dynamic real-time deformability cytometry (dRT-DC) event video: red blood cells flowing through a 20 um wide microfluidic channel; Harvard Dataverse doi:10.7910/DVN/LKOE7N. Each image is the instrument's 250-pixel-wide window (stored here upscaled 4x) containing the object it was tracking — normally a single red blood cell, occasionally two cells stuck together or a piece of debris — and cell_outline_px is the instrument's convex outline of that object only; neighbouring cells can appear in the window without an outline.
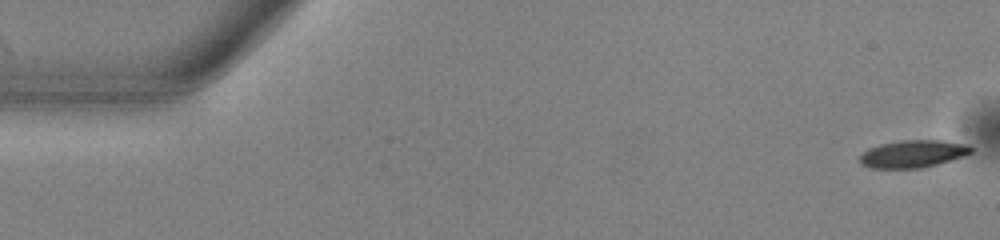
{"species": "common noctule bat (a hibernating species)", "species_latin": "Nyctalus noctula", "temperature_condition": "warm", "stored_images_in_passage": 52, "camera_frame_rate_fps": 3000, "um_per_image_px": 0.085, "animal": {"sex": "male", "body_mass_g": 13.0, "forearm_length_mm": 53.1}, "frame": {"image": 1, "passage_image": 1, "time_ms": 0.0, "image_size_px": [1000, 240], "cell_outline_px": [[972, 152], [964, 156], [936, 164], [920, 168], [872, 168], [860, 164], [860, 156], [868, 148], [880, 144], [900, 140], [940, 140], [968, 144], [972, 148]], "centroid_in_image_um": [77.6, 13.07], "position_along_channel_um": 7.4, "area_um2": 17.74}}
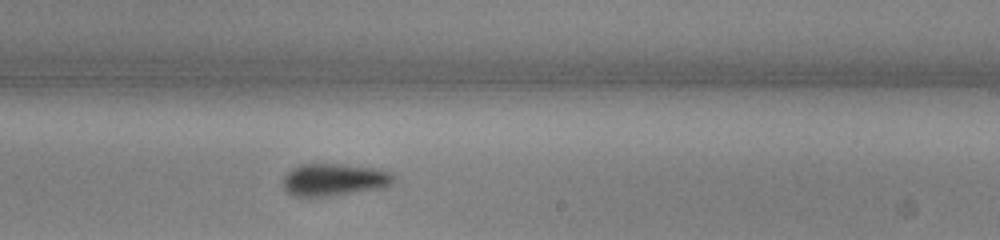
{"frame": {"image": 2, "passage_image": 31, "time_ms": 10.0, "image_size_px": [1000, 240], "cell_outline_px": [[392, 184], [388, 188], [332, 196], [292, 196], [284, 188], [284, 176], [292, 168], [300, 164], [340, 164], [376, 168], [392, 172]], "centroid_in_image_um": [28.44, 15.28], "position_along_channel_um": 260.6, "area_um2": 21.04}}
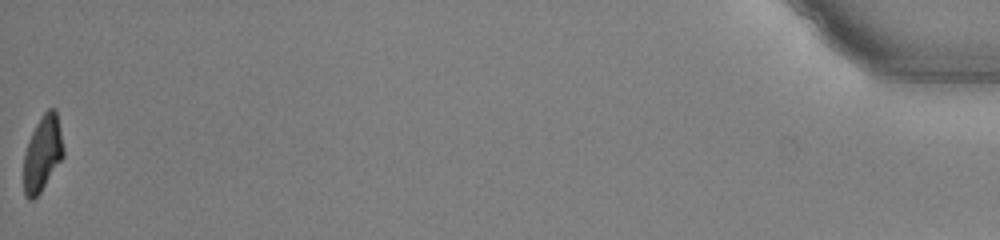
{"frame": {"image": 3, "passage_image": 52, "time_ms": 17.0, "image_size_px": [1000, 240], "cell_outline_px": [[64, 156], [40, 192], [32, 200], [28, 200], [24, 196], [24, 152], [28, 140], [36, 124], [44, 112], [48, 108], [56, 108], [64, 148]], "centroid_in_image_um": [3.61, 13.03], "position_along_channel_um": 431.6, "area_um2": 17.51}, "authors_computed_cell_mechanics": {"area_um2": 19.5075, "velocity_mm_per_s": 3.9506, "shape_relaxation_time_tau1_ms": 3.5723, "shape_relaxation_time_tau2_ms": null, "deformation_change_tau1": 0.143, "deformation_change_tau2": null}}